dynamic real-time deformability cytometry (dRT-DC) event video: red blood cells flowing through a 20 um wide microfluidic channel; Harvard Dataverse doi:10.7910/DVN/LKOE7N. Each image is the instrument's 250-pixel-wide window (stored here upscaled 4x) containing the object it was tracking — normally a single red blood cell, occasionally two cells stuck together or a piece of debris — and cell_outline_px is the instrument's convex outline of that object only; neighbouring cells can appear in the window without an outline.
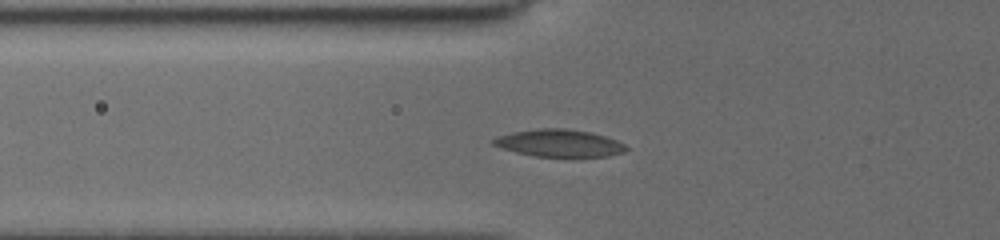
{"species": "common noctule bat (a hibernating species)", "species_latin": "Nyctalus noctula", "temperature_condition": "cold", "stored_images_in_passage": 26, "camera_frame_rate_fps": 3000, "um_per_image_px": 0.085, "animal": {"sex": "female", "body_mass_g": 19.5, "forearm_length_mm": 54.1}, "frame": {"image": 1, "passage_image": 22, "time_ms": 3.0, "image_size_px": [1000, 240], "cell_outline_px": [[628, 148], [624, 152], [608, 156], [572, 160], [532, 156], [516, 152], [492, 144], [492, 140], [500, 136], [512, 132], [540, 128], [564, 128], [592, 132], [616, 140], [624, 144]], "centroid_in_image_um": [47.6, 12.22], "position_along_channel_um": 78.2, "area_um2": 21.96}}
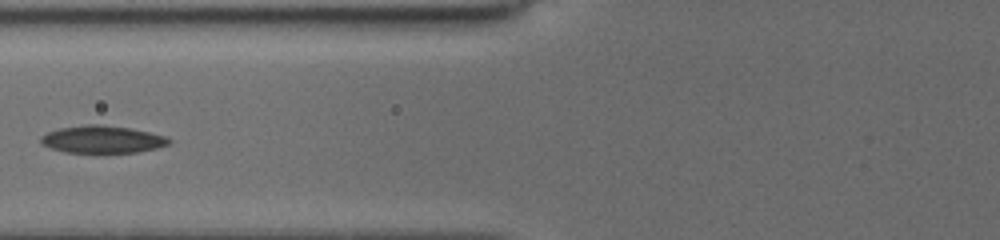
{"frame": {"image": 2, "passage_image": 25, "time_ms": 4.0, "image_size_px": [1000, 240], "cell_outline_px": [[172, 140], [168, 144], [156, 148], [136, 152], [96, 156], [64, 152], [52, 148], [44, 144], [40, 140], [40, 136], [48, 132], [60, 128], [88, 124], [100, 124], [128, 128], [148, 132], [164, 136]], "centroid_in_image_um": [8.67, 11.9], "position_along_channel_um": 117.1, "area_um2": 21.1}}